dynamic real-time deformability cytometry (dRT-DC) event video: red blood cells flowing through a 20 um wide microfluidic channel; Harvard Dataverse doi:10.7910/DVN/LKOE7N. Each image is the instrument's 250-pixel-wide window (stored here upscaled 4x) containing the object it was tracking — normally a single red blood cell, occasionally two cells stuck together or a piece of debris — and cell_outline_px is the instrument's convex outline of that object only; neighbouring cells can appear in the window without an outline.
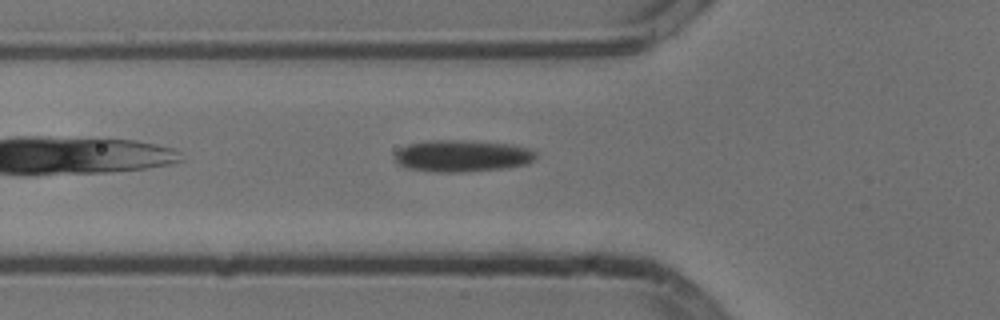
{"species": "common noctule bat (a hibernating species)", "species_latin": "Nyctalus noctula", "temperature_condition": "cold", "stored_images_in_passage": 32, "camera_frame_rate_fps": 3000, "um_per_image_px": 0.085, "animal": {"sex": "male", "body_mass_g": 13.3}, "frame": {"image": 1, "passage_image": 2, "time_ms": 0.333, "image_size_px": [1000, 320], "cell_outline_px": [[536, 156], [532, 160], [524, 164], [504, 168], [464, 172], [432, 172], [412, 168], [400, 164], [396, 160], [396, 152], [412, 144], [432, 140], [472, 140], [508, 144], [524, 148], [536, 152]], "centroid_in_image_um": [39.31, 13.25], "position_along_channel_um": 86.5, "area_um2": 25.55}}
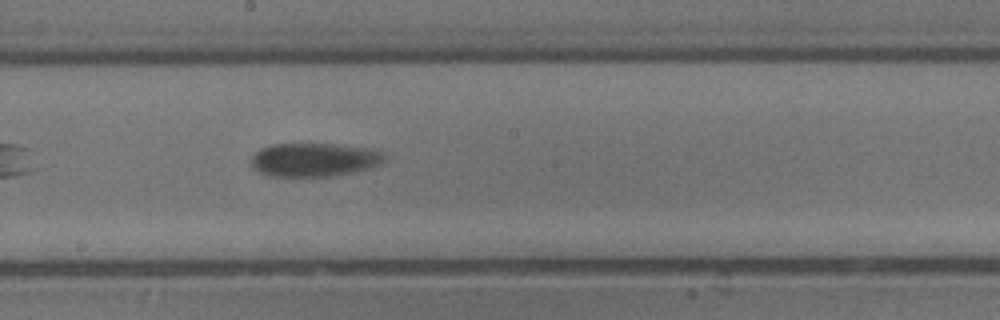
{"frame": {"image": 2, "passage_image": 13, "time_ms": 4.0, "image_size_px": [1000, 320], "cell_outline_px": [[380, 160], [364, 168], [348, 172], [328, 176], [272, 176], [256, 168], [252, 164], [252, 156], [260, 148], [276, 144], [332, 144], [360, 148], [380, 152]], "centroid_in_image_um": [26.54, 13.56], "position_along_channel_um": 221.7, "area_um2": 24.51}}
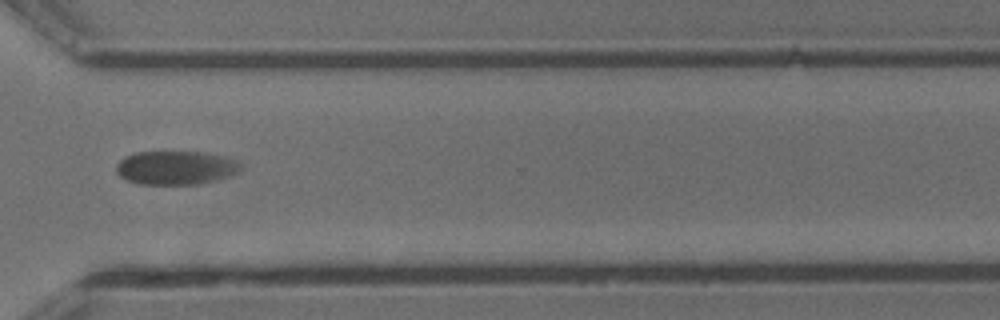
{"frame": {"image": 3, "passage_image": 24, "time_ms": 7.667, "image_size_px": [1000, 320], "cell_outline_px": [[240, 168], [236, 172], [200, 184], [140, 184], [128, 180], [120, 176], [116, 172], [116, 164], [124, 156], [136, 152], [204, 152], [232, 160], [240, 164]], "centroid_in_image_um": [14.82, 14.25], "position_along_channel_um": 355.8, "area_um2": 23.87}}